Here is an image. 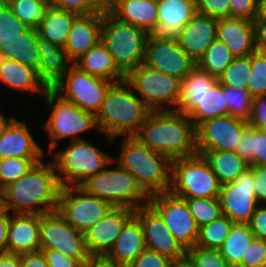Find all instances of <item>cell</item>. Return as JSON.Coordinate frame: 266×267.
<instances>
[{"instance_id":"1","label":"cell","mask_w":266,"mask_h":267,"mask_svg":"<svg viewBox=\"0 0 266 267\" xmlns=\"http://www.w3.org/2000/svg\"><path fill=\"white\" fill-rule=\"evenodd\" d=\"M61 185L53 160L36 163L17 181L3 188L11 214L42 215L57 210Z\"/></svg>"},{"instance_id":"2","label":"cell","mask_w":266,"mask_h":267,"mask_svg":"<svg viewBox=\"0 0 266 267\" xmlns=\"http://www.w3.org/2000/svg\"><path fill=\"white\" fill-rule=\"evenodd\" d=\"M134 137L152 151L171 160L196 154V127L177 110L151 111Z\"/></svg>"},{"instance_id":"3","label":"cell","mask_w":266,"mask_h":267,"mask_svg":"<svg viewBox=\"0 0 266 267\" xmlns=\"http://www.w3.org/2000/svg\"><path fill=\"white\" fill-rule=\"evenodd\" d=\"M151 111L124 79L108 87L96 124L110 144L120 136H134Z\"/></svg>"},{"instance_id":"4","label":"cell","mask_w":266,"mask_h":267,"mask_svg":"<svg viewBox=\"0 0 266 267\" xmlns=\"http://www.w3.org/2000/svg\"><path fill=\"white\" fill-rule=\"evenodd\" d=\"M120 155L113 161L130 172L138 185L150 197L169 192L172 160L162 153L152 151L134 136L122 137Z\"/></svg>"},{"instance_id":"5","label":"cell","mask_w":266,"mask_h":267,"mask_svg":"<svg viewBox=\"0 0 266 267\" xmlns=\"http://www.w3.org/2000/svg\"><path fill=\"white\" fill-rule=\"evenodd\" d=\"M78 186L87 194L101 198L112 206L137 209L149 202V196L138 185L136 178L113 160Z\"/></svg>"},{"instance_id":"6","label":"cell","mask_w":266,"mask_h":267,"mask_svg":"<svg viewBox=\"0 0 266 267\" xmlns=\"http://www.w3.org/2000/svg\"><path fill=\"white\" fill-rule=\"evenodd\" d=\"M47 104L49 117L43 124V128L49 137L48 152L58 150L60 141L84 139L80 135L95 130L99 132L96 124V116L93 113L81 110L75 104L61 98L52 89H48L43 96ZM59 143V144H58Z\"/></svg>"},{"instance_id":"7","label":"cell","mask_w":266,"mask_h":267,"mask_svg":"<svg viewBox=\"0 0 266 267\" xmlns=\"http://www.w3.org/2000/svg\"><path fill=\"white\" fill-rule=\"evenodd\" d=\"M148 35L145 30L103 11L101 41L125 76L144 62Z\"/></svg>"},{"instance_id":"8","label":"cell","mask_w":266,"mask_h":267,"mask_svg":"<svg viewBox=\"0 0 266 267\" xmlns=\"http://www.w3.org/2000/svg\"><path fill=\"white\" fill-rule=\"evenodd\" d=\"M67 147L53 151V160L61 187L78 186L87 177L103 170L113 157L86 139L69 141Z\"/></svg>"},{"instance_id":"9","label":"cell","mask_w":266,"mask_h":267,"mask_svg":"<svg viewBox=\"0 0 266 267\" xmlns=\"http://www.w3.org/2000/svg\"><path fill=\"white\" fill-rule=\"evenodd\" d=\"M221 184L200 154L172 160L169 192L180 198H219Z\"/></svg>"},{"instance_id":"10","label":"cell","mask_w":266,"mask_h":267,"mask_svg":"<svg viewBox=\"0 0 266 267\" xmlns=\"http://www.w3.org/2000/svg\"><path fill=\"white\" fill-rule=\"evenodd\" d=\"M125 80L152 111L177 110L181 80L143 63L130 71Z\"/></svg>"},{"instance_id":"11","label":"cell","mask_w":266,"mask_h":267,"mask_svg":"<svg viewBox=\"0 0 266 267\" xmlns=\"http://www.w3.org/2000/svg\"><path fill=\"white\" fill-rule=\"evenodd\" d=\"M113 82L91 76L73 63L52 89L61 98L95 116L101 109L105 93Z\"/></svg>"},{"instance_id":"12","label":"cell","mask_w":266,"mask_h":267,"mask_svg":"<svg viewBox=\"0 0 266 267\" xmlns=\"http://www.w3.org/2000/svg\"><path fill=\"white\" fill-rule=\"evenodd\" d=\"M40 249H55L83 265L91 257L84 232L76 230L58 210L40 215Z\"/></svg>"},{"instance_id":"13","label":"cell","mask_w":266,"mask_h":267,"mask_svg":"<svg viewBox=\"0 0 266 267\" xmlns=\"http://www.w3.org/2000/svg\"><path fill=\"white\" fill-rule=\"evenodd\" d=\"M148 205L161 217L185 250L196 245L199 226L185 199L165 192L150 196Z\"/></svg>"},{"instance_id":"14","label":"cell","mask_w":266,"mask_h":267,"mask_svg":"<svg viewBox=\"0 0 266 267\" xmlns=\"http://www.w3.org/2000/svg\"><path fill=\"white\" fill-rule=\"evenodd\" d=\"M113 206L101 198L87 194L79 186L61 187L58 212L81 232L96 224Z\"/></svg>"},{"instance_id":"15","label":"cell","mask_w":266,"mask_h":267,"mask_svg":"<svg viewBox=\"0 0 266 267\" xmlns=\"http://www.w3.org/2000/svg\"><path fill=\"white\" fill-rule=\"evenodd\" d=\"M144 65L182 80L196 62L181 48L177 39L149 34L145 44Z\"/></svg>"},{"instance_id":"16","label":"cell","mask_w":266,"mask_h":267,"mask_svg":"<svg viewBox=\"0 0 266 267\" xmlns=\"http://www.w3.org/2000/svg\"><path fill=\"white\" fill-rule=\"evenodd\" d=\"M253 166L233 182L221 185L219 201L222 214L233 223L248 224L259 203L255 197Z\"/></svg>"},{"instance_id":"17","label":"cell","mask_w":266,"mask_h":267,"mask_svg":"<svg viewBox=\"0 0 266 267\" xmlns=\"http://www.w3.org/2000/svg\"><path fill=\"white\" fill-rule=\"evenodd\" d=\"M248 121L225 115L210 118L196 127L197 151H235Z\"/></svg>"},{"instance_id":"18","label":"cell","mask_w":266,"mask_h":267,"mask_svg":"<svg viewBox=\"0 0 266 267\" xmlns=\"http://www.w3.org/2000/svg\"><path fill=\"white\" fill-rule=\"evenodd\" d=\"M134 213L135 209L113 206L102 219L84 231L85 244L90 256H106Z\"/></svg>"},{"instance_id":"19","label":"cell","mask_w":266,"mask_h":267,"mask_svg":"<svg viewBox=\"0 0 266 267\" xmlns=\"http://www.w3.org/2000/svg\"><path fill=\"white\" fill-rule=\"evenodd\" d=\"M134 216L142 225L147 249L156 251L173 261L186 255V250L149 205L135 209Z\"/></svg>"},{"instance_id":"20","label":"cell","mask_w":266,"mask_h":267,"mask_svg":"<svg viewBox=\"0 0 266 267\" xmlns=\"http://www.w3.org/2000/svg\"><path fill=\"white\" fill-rule=\"evenodd\" d=\"M218 19L196 13L182 27L177 38L181 48L197 63L208 47L217 39Z\"/></svg>"},{"instance_id":"21","label":"cell","mask_w":266,"mask_h":267,"mask_svg":"<svg viewBox=\"0 0 266 267\" xmlns=\"http://www.w3.org/2000/svg\"><path fill=\"white\" fill-rule=\"evenodd\" d=\"M103 12L79 15L73 22L64 51L71 63L101 40Z\"/></svg>"},{"instance_id":"22","label":"cell","mask_w":266,"mask_h":267,"mask_svg":"<svg viewBox=\"0 0 266 267\" xmlns=\"http://www.w3.org/2000/svg\"><path fill=\"white\" fill-rule=\"evenodd\" d=\"M217 40L224 43L234 57L249 56L256 52L254 22L245 18L218 19Z\"/></svg>"},{"instance_id":"23","label":"cell","mask_w":266,"mask_h":267,"mask_svg":"<svg viewBox=\"0 0 266 267\" xmlns=\"http://www.w3.org/2000/svg\"><path fill=\"white\" fill-rule=\"evenodd\" d=\"M33 136L27 122L15 118L0 135V160L14 157H46L43 147Z\"/></svg>"},{"instance_id":"24","label":"cell","mask_w":266,"mask_h":267,"mask_svg":"<svg viewBox=\"0 0 266 267\" xmlns=\"http://www.w3.org/2000/svg\"><path fill=\"white\" fill-rule=\"evenodd\" d=\"M40 250V215L11 214L6 252L22 254Z\"/></svg>"},{"instance_id":"25","label":"cell","mask_w":266,"mask_h":267,"mask_svg":"<svg viewBox=\"0 0 266 267\" xmlns=\"http://www.w3.org/2000/svg\"><path fill=\"white\" fill-rule=\"evenodd\" d=\"M156 35L177 39L183 26L196 14L195 0H157Z\"/></svg>"},{"instance_id":"26","label":"cell","mask_w":266,"mask_h":267,"mask_svg":"<svg viewBox=\"0 0 266 267\" xmlns=\"http://www.w3.org/2000/svg\"><path fill=\"white\" fill-rule=\"evenodd\" d=\"M146 249L140 221L133 216L123 227L113 248L105 256L110 261L128 267Z\"/></svg>"},{"instance_id":"27","label":"cell","mask_w":266,"mask_h":267,"mask_svg":"<svg viewBox=\"0 0 266 267\" xmlns=\"http://www.w3.org/2000/svg\"><path fill=\"white\" fill-rule=\"evenodd\" d=\"M37 47L40 56L38 76L47 89L54 86L64 77L72 64L63 48L38 36Z\"/></svg>"},{"instance_id":"28","label":"cell","mask_w":266,"mask_h":267,"mask_svg":"<svg viewBox=\"0 0 266 267\" xmlns=\"http://www.w3.org/2000/svg\"><path fill=\"white\" fill-rule=\"evenodd\" d=\"M0 83L18 92L31 95L42 94L48 90L40 81L37 71L17 61L0 58Z\"/></svg>"},{"instance_id":"29","label":"cell","mask_w":266,"mask_h":267,"mask_svg":"<svg viewBox=\"0 0 266 267\" xmlns=\"http://www.w3.org/2000/svg\"><path fill=\"white\" fill-rule=\"evenodd\" d=\"M119 21L155 34L158 23L157 0H124L111 12Z\"/></svg>"},{"instance_id":"30","label":"cell","mask_w":266,"mask_h":267,"mask_svg":"<svg viewBox=\"0 0 266 267\" xmlns=\"http://www.w3.org/2000/svg\"><path fill=\"white\" fill-rule=\"evenodd\" d=\"M73 64L91 76L111 82H119L125 79V75L117 68L101 40Z\"/></svg>"},{"instance_id":"31","label":"cell","mask_w":266,"mask_h":267,"mask_svg":"<svg viewBox=\"0 0 266 267\" xmlns=\"http://www.w3.org/2000/svg\"><path fill=\"white\" fill-rule=\"evenodd\" d=\"M38 36L36 29L28 28L19 38L0 39V58L17 61L38 73L40 63Z\"/></svg>"},{"instance_id":"32","label":"cell","mask_w":266,"mask_h":267,"mask_svg":"<svg viewBox=\"0 0 266 267\" xmlns=\"http://www.w3.org/2000/svg\"><path fill=\"white\" fill-rule=\"evenodd\" d=\"M217 82V77L195 66V68L181 80L177 111L188 115L197 106L202 96Z\"/></svg>"},{"instance_id":"33","label":"cell","mask_w":266,"mask_h":267,"mask_svg":"<svg viewBox=\"0 0 266 267\" xmlns=\"http://www.w3.org/2000/svg\"><path fill=\"white\" fill-rule=\"evenodd\" d=\"M78 16L75 12L48 6L36 29L39 37L64 48L72 24Z\"/></svg>"},{"instance_id":"34","label":"cell","mask_w":266,"mask_h":267,"mask_svg":"<svg viewBox=\"0 0 266 267\" xmlns=\"http://www.w3.org/2000/svg\"><path fill=\"white\" fill-rule=\"evenodd\" d=\"M209 164L221 185L233 182L250 165L235 151H197Z\"/></svg>"},{"instance_id":"35","label":"cell","mask_w":266,"mask_h":267,"mask_svg":"<svg viewBox=\"0 0 266 267\" xmlns=\"http://www.w3.org/2000/svg\"><path fill=\"white\" fill-rule=\"evenodd\" d=\"M229 115L223 85L217 82L200 99L197 106L187 115L195 127L203 121Z\"/></svg>"},{"instance_id":"36","label":"cell","mask_w":266,"mask_h":267,"mask_svg":"<svg viewBox=\"0 0 266 267\" xmlns=\"http://www.w3.org/2000/svg\"><path fill=\"white\" fill-rule=\"evenodd\" d=\"M235 152L250 166H266V129L249 126L243 132Z\"/></svg>"},{"instance_id":"37","label":"cell","mask_w":266,"mask_h":267,"mask_svg":"<svg viewBox=\"0 0 266 267\" xmlns=\"http://www.w3.org/2000/svg\"><path fill=\"white\" fill-rule=\"evenodd\" d=\"M253 238L254 235L248 224L234 223L218 250L231 267H238Z\"/></svg>"},{"instance_id":"38","label":"cell","mask_w":266,"mask_h":267,"mask_svg":"<svg viewBox=\"0 0 266 267\" xmlns=\"http://www.w3.org/2000/svg\"><path fill=\"white\" fill-rule=\"evenodd\" d=\"M233 222L225 215L199 227L196 247L204 249H219L229 235Z\"/></svg>"},{"instance_id":"39","label":"cell","mask_w":266,"mask_h":267,"mask_svg":"<svg viewBox=\"0 0 266 267\" xmlns=\"http://www.w3.org/2000/svg\"><path fill=\"white\" fill-rule=\"evenodd\" d=\"M233 58L229 48L216 39L196 63V66L218 78Z\"/></svg>"},{"instance_id":"40","label":"cell","mask_w":266,"mask_h":267,"mask_svg":"<svg viewBox=\"0 0 266 267\" xmlns=\"http://www.w3.org/2000/svg\"><path fill=\"white\" fill-rule=\"evenodd\" d=\"M250 77L251 55L244 57H234L232 62L218 77V82L221 85L231 88L248 90Z\"/></svg>"},{"instance_id":"41","label":"cell","mask_w":266,"mask_h":267,"mask_svg":"<svg viewBox=\"0 0 266 267\" xmlns=\"http://www.w3.org/2000/svg\"><path fill=\"white\" fill-rule=\"evenodd\" d=\"M13 14L28 28L37 29L49 6V0H11Z\"/></svg>"},{"instance_id":"42","label":"cell","mask_w":266,"mask_h":267,"mask_svg":"<svg viewBox=\"0 0 266 267\" xmlns=\"http://www.w3.org/2000/svg\"><path fill=\"white\" fill-rule=\"evenodd\" d=\"M43 159L14 157L0 160V188L3 189L9 183L17 181Z\"/></svg>"},{"instance_id":"43","label":"cell","mask_w":266,"mask_h":267,"mask_svg":"<svg viewBox=\"0 0 266 267\" xmlns=\"http://www.w3.org/2000/svg\"><path fill=\"white\" fill-rule=\"evenodd\" d=\"M185 199L190 213L199 227L222 216L219 198H182Z\"/></svg>"},{"instance_id":"44","label":"cell","mask_w":266,"mask_h":267,"mask_svg":"<svg viewBox=\"0 0 266 267\" xmlns=\"http://www.w3.org/2000/svg\"><path fill=\"white\" fill-rule=\"evenodd\" d=\"M229 114L233 117L249 120L252 111V96L248 90L235 89L223 85Z\"/></svg>"},{"instance_id":"45","label":"cell","mask_w":266,"mask_h":267,"mask_svg":"<svg viewBox=\"0 0 266 267\" xmlns=\"http://www.w3.org/2000/svg\"><path fill=\"white\" fill-rule=\"evenodd\" d=\"M248 92L252 97L266 94V59L257 51L251 54V77Z\"/></svg>"},{"instance_id":"46","label":"cell","mask_w":266,"mask_h":267,"mask_svg":"<svg viewBox=\"0 0 266 267\" xmlns=\"http://www.w3.org/2000/svg\"><path fill=\"white\" fill-rule=\"evenodd\" d=\"M27 29L13 14L11 6L0 1V39L19 38Z\"/></svg>"},{"instance_id":"47","label":"cell","mask_w":266,"mask_h":267,"mask_svg":"<svg viewBox=\"0 0 266 267\" xmlns=\"http://www.w3.org/2000/svg\"><path fill=\"white\" fill-rule=\"evenodd\" d=\"M186 255L195 267H231L218 249L192 247L186 250Z\"/></svg>"},{"instance_id":"48","label":"cell","mask_w":266,"mask_h":267,"mask_svg":"<svg viewBox=\"0 0 266 267\" xmlns=\"http://www.w3.org/2000/svg\"><path fill=\"white\" fill-rule=\"evenodd\" d=\"M49 6L72 11L78 15L104 11L102 0H49Z\"/></svg>"},{"instance_id":"49","label":"cell","mask_w":266,"mask_h":267,"mask_svg":"<svg viewBox=\"0 0 266 267\" xmlns=\"http://www.w3.org/2000/svg\"><path fill=\"white\" fill-rule=\"evenodd\" d=\"M238 267H266V240L254 237Z\"/></svg>"},{"instance_id":"50","label":"cell","mask_w":266,"mask_h":267,"mask_svg":"<svg viewBox=\"0 0 266 267\" xmlns=\"http://www.w3.org/2000/svg\"><path fill=\"white\" fill-rule=\"evenodd\" d=\"M196 13L216 19L230 17L229 0H195Z\"/></svg>"},{"instance_id":"51","label":"cell","mask_w":266,"mask_h":267,"mask_svg":"<svg viewBox=\"0 0 266 267\" xmlns=\"http://www.w3.org/2000/svg\"><path fill=\"white\" fill-rule=\"evenodd\" d=\"M172 261L168 257L146 248L128 267H170Z\"/></svg>"},{"instance_id":"52","label":"cell","mask_w":266,"mask_h":267,"mask_svg":"<svg viewBox=\"0 0 266 267\" xmlns=\"http://www.w3.org/2000/svg\"><path fill=\"white\" fill-rule=\"evenodd\" d=\"M230 17L254 20L258 16L259 0H229Z\"/></svg>"},{"instance_id":"53","label":"cell","mask_w":266,"mask_h":267,"mask_svg":"<svg viewBox=\"0 0 266 267\" xmlns=\"http://www.w3.org/2000/svg\"><path fill=\"white\" fill-rule=\"evenodd\" d=\"M248 124L254 128L266 129V94L252 98V111Z\"/></svg>"},{"instance_id":"54","label":"cell","mask_w":266,"mask_h":267,"mask_svg":"<svg viewBox=\"0 0 266 267\" xmlns=\"http://www.w3.org/2000/svg\"><path fill=\"white\" fill-rule=\"evenodd\" d=\"M43 252L49 267H83L77 259L66 256L55 249H40Z\"/></svg>"},{"instance_id":"55","label":"cell","mask_w":266,"mask_h":267,"mask_svg":"<svg viewBox=\"0 0 266 267\" xmlns=\"http://www.w3.org/2000/svg\"><path fill=\"white\" fill-rule=\"evenodd\" d=\"M248 225L255 238L266 240V204L258 205Z\"/></svg>"},{"instance_id":"56","label":"cell","mask_w":266,"mask_h":267,"mask_svg":"<svg viewBox=\"0 0 266 267\" xmlns=\"http://www.w3.org/2000/svg\"><path fill=\"white\" fill-rule=\"evenodd\" d=\"M255 197L259 204H266V166H253Z\"/></svg>"},{"instance_id":"57","label":"cell","mask_w":266,"mask_h":267,"mask_svg":"<svg viewBox=\"0 0 266 267\" xmlns=\"http://www.w3.org/2000/svg\"><path fill=\"white\" fill-rule=\"evenodd\" d=\"M253 22L256 51H266V17L257 16Z\"/></svg>"},{"instance_id":"58","label":"cell","mask_w":266,"mask_h":267,"mask_svg":"<svg viewBox=\"0 0 266 267\" xmlns=\"http://www.w3.org/2000/svg\"><path fill=\"white\" fill-rule=\"evenodd\" d=\"M21 267H49L42 251L19 254Z\"/></svg>"},{"instance_id":"59","label":"cell","mask_w":266,"mask_h":267,"mask_svg":"<svg viewBox=\"0 0 266 267\" xmlns=\"http://www.w3.org/2000/svg\"><path fill=\"white\" fill-rule=\"evenodd\" d=\"M10 222V212L7 211L0 216V253H6L8 226Z\"/></svg>"},{"instance_id":"60","label":"cell","mask_w":266,"mask_h":267,"mask_svg":"<svg viewBox=\"0 0 266 267\" xmlns=\"http://www.w3.org/2000/svg\"><path fill=\"white\" fill-rule=\"evenodd\" d=\"M83 267H123L118 263L110 261L105 256H91Z\"/></svg>"},{"instance_id":"61","label":"cell","mask_w":266,"mask_h":267,"mask_svg":"<svg viewBox=\"0 0 266 267\" xmlns=\"http://www.w3.org/2000/svg\"><path fill=\"white\" fill-rule=\"evenodd\" d=\"M0 267H21L20 256L13 253H0Z\"/></svg>"},{"instance_id":"62","label":"cell","mask_w":266,"mask_h":267,"mask_svg":"<svg viewBox=\"0 0 266 267\" xmlns=\"http://www.w3.org/2000/svg\"><path fill=\"white\" fill-rule=\"evenodd\" d=\"M170 267H195V265L190 260V258L187 255H185L184 257L180 259H176L172 261Z\"/></svg>"},{"instance_id":"63","label":"cell","mask_w":266,"mask_h":267,"mask_svg":"<svg viewBox=\"0 0 266 267\" xmlns=\"http://www.w3.org/2000/svg\"><path fill=\"white\" fill-rule=\"evenodd\" d=\"M3 109H0V135L5 131V129L9 126V124L16 118V117H9L2 112Z\"/></svg>"},{"instance_id":"64","label":"cell","mask_w":266,"mask_h":267,"mask_svg":"<svg viewBox=\"0 0 266 267\" xmlns=\"http://www.w3.org/2000/svg\"><path fill=\"white\" fill-rule=\"evenodd\" d=\"M122 1L124 0H102L103 10L111 12Z\"/></svg>"},{"instance_id":"65","label":"cell","mask_w":266,"mask_h":267,"mask_svg":"<svg viewBox=\"0 0 266 267\" xmlns=\"http://www.w3.org/2000/svg\"><path fill=\"white\" fill-rule=\"evenodd\" d=\"M7 212L6 202H5V193L2 188H0V216L4 215Z\"/></svg>"},{"instance_id":"66","label":"cell","mask_w":266,"mask_h":267,"mask_svg":"<svg viewBox=\"0 0 266 267\" xmlns=\"http://www.w3.org/2000/svg\"><path fill=\"white\" fill-rule=\"evenodd\" d=\"M258 16L266 17V0H259V3H258Z\"/></svg>"},{"instance_id":"67","label":"cell","mask_w":266,"mask_h":267,"mask_svg":"<svg viewBox=\"0 0 266 267\" xmlns=\"http://www.w3.org/2000/svg\"><path fill=\"white\" fill-rule=\"evenodd\" d=\"M257 52H260L266 59V51H257Z\"/></svg>"},{"instance_id":"68","label":"cell","mask_w":266,"mask_h":267,"mask_svg":"<svg viewBox=\"0 0 266 267\" xmlns=\"http://www.w3.org/2000/svg\"><path fill=\"white\" fill-rule=\"evenodd\" d=\"M1 2H5V3H8L9 1L11 0H0Z\"/></svg>"}]
</instances>
